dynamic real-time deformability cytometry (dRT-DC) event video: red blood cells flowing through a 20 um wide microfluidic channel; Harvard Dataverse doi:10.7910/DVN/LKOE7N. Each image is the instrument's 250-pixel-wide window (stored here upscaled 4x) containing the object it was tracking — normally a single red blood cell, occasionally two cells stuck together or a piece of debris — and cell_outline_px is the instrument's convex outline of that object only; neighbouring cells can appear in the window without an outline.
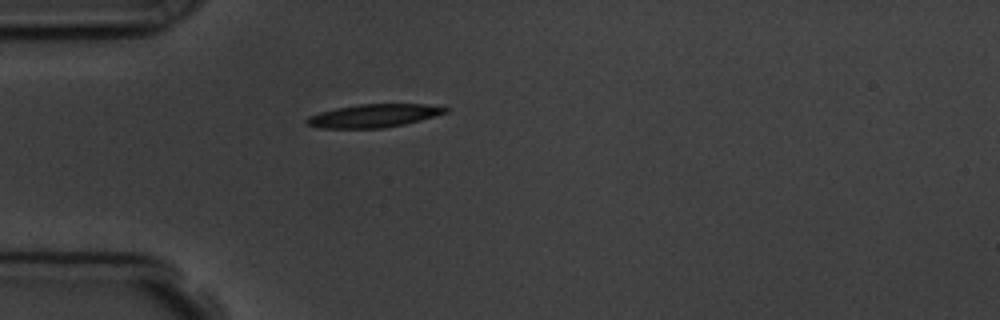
{"species": "common noctule bat (a hibernating species)", "species_latin": "Nyctalus noctula", "temperature_condition": "room temperature", "stored_images_in_passage": 1, "camera_frame_rate_fps": 3000, "um_per_image_px": 0.085, "animal": {"sex": "male", "body_mass_g": 19.5, "forearm_length_mm": 54.6}, "frame": {"image": 1, "passage_image": 1, "time_ms": 0.0, "image_size_px": [1000, 320], "cell_outline_px": [[448, 112], [420, 120], [404, 124], [384, 128], [320, 128], [308, 124], [304, 120], [308, 116], [320, 112], [336, 108], [360, 104], [428, 104], [448, 108]], "centroid_in_image_um": [31.76, 9.83], "position_along_channel_um": 53.2, "area_um2": 18.61}}